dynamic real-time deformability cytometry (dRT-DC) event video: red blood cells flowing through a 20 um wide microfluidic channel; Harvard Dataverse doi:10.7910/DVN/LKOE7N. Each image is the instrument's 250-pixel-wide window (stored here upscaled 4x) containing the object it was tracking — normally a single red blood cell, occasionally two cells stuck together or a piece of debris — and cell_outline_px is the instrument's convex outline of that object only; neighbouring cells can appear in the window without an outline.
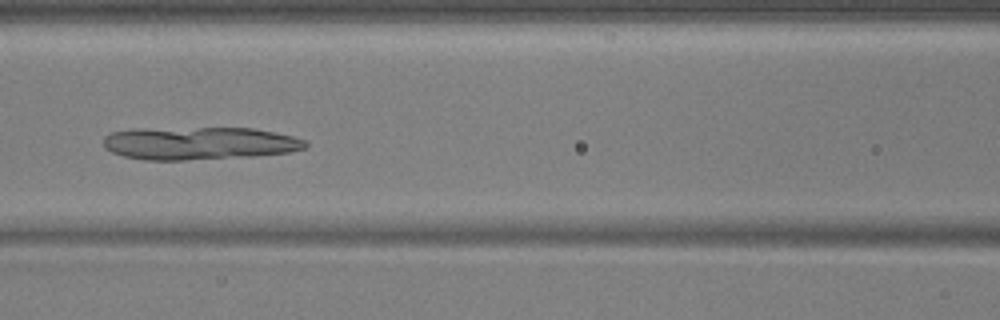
{"species": "common noctule bat (a hibernating species)", "species_latin": "Nyctalus noctula", "temperature_condition": "warm", "stored_images_in_passage": 55, "camera_frame_rate_fps": 3000, "um_per_image_px": 0.085, "animal": {"sex": "male", "body_mass_g": 17.9, "forearm_length_mm": 54.2}, "frame": {"image": 1, "passage_image": 25, "time_ms": 8.0, "image_size_px": [1000, 320], "cell_outline_px": [[308, 144], [304, 148], [288, 152], [252, 156], [184, 160], [144, 160], [124, 156], [112, 152], [104, 148], [104, 136], [112, 132], [132, 128], [252, 128], [292, 136], [308, 140]], "centroid_in_image_um": [16.89, 12.17], "position_along_channel_um": 149.7, "area_um2": 38.73}}
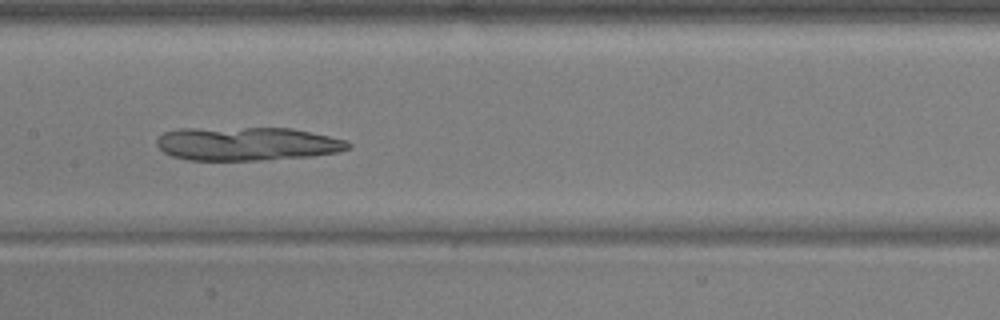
{"frame": {"image": 2, "passage_image": 28, "time_ms": 9.0, "image_size_px": [1000, 320], "cell_outline_px": [[352, 148], [340, 152], [312, 156], [260, 160], [188, 160], [172, 156], [164, 152], [156, 144], [156, 140], [164, 132], [180, 128], [292, 128], [328, 136], [344, 140], [352, 144]], "centroid_in_image_um": [21.0, 12.22], "position_along_channel_um": 186.4, "area_um2": 37.51}}
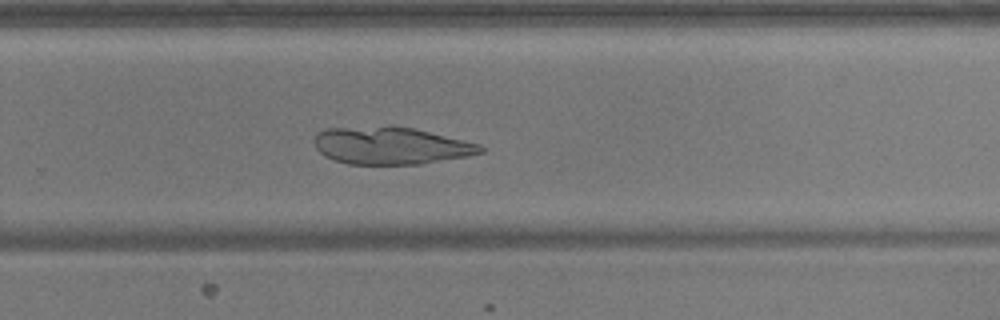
{"frame": {"image": 3, "passage_image": 37, "time_ms": 12.0, "image_size_px": [1000, 320], "cell_outline_px": [[484, 152], [468, 156], [420, 164], [348, 164], [332, 160], [324, 156], [316, 148], [316, 136], [320, 132], [328, 128], [392, 124], [412, 128], [480, 144], [484, 148]], "centroid_in_image_um": [33.21, 12.37], "position_along_channel_um": 296.6, "area_um2": 36.36}}